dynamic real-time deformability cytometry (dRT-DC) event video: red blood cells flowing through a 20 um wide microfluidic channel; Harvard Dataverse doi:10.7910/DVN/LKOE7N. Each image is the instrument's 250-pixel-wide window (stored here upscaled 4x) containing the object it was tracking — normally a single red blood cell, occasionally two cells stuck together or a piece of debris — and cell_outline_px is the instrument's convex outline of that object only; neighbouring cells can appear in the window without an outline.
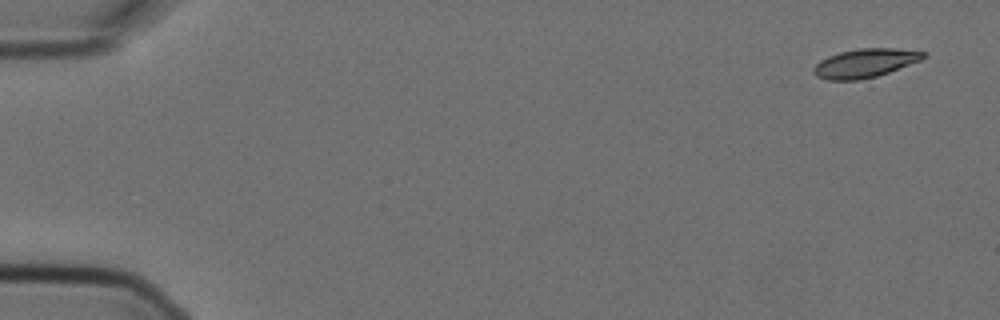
{"species": "Egyptian fruit bat (a non-hibernating species)", "species_latin": "Rousettus aegyptiacus", "temperature_condition": "cold", "stored_images_in_passage": 5, "camera_frame_rate_fps": 3000, "um_per_image_px": 0.085, "animal": {"sex": "female"}, "frame": {"image": 1, "passage_image": 1, "time_ms": 0.0, "image_size_px": [1000, 320], "cell_outline_px": [[928, 56], [920, 60], [888, 72], [876, 76], [860, 80], [828, 80], [816, 76], [812, 72], [812, 68], [820, 60], [828, 56], [840, 52], [860, 48], [896, 48], [928, 52]], "centroid_in_image_um": [73.52, 5.36], "position_along_channel_um": 11.5, "area_um2": 18.44}}
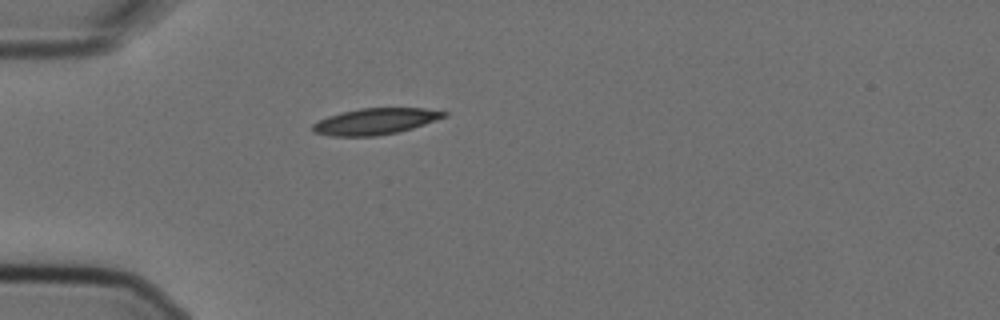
{"frame": {"image": 2, "passage_image": 4, "time_ms": 1.0, "image_size_px": [1000, 320], "cell_outline_px": [[448, 116], [400, 132], [376, 136], [332, 136], [312, 132], [312, 124], [328, 116], [340, 112], [360, 108], [424, 108], [448, 112]], "centroid_in_image_um": [31.9, 10.31], "position_along_channel_um": 53.1, "area_um2": 20.17}}